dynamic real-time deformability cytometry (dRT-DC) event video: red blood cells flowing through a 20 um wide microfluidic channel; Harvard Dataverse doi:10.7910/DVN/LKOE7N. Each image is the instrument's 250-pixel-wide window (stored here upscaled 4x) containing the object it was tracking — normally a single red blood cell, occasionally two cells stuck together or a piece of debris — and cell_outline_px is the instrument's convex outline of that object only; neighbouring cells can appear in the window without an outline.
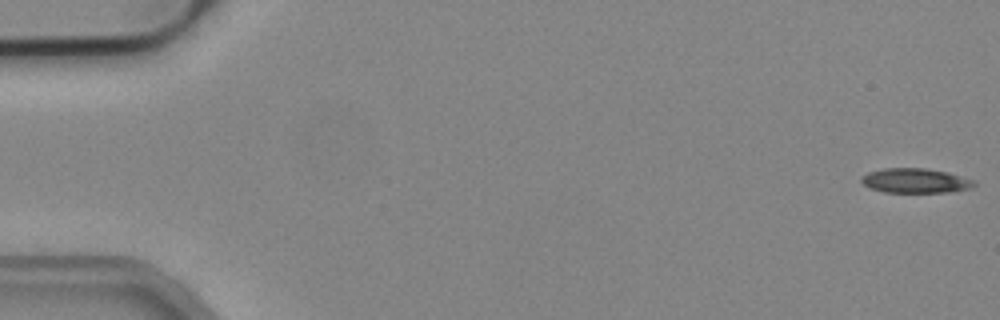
{"species": "common noctule bat (a hibernating species)", "species_latin": "Nyctalus noctula", "temperature_condition": "cold", "stored_images_in_passage": 11, "camera_frame_rate_fps": 3000, "um_per_image_px": 0.085, "animal": {"sex": "male", "body_mass_g": 19.2, "forearm_length_mm": 51.8}, "frame": {"image": 1, "passage_image": 1, "time_ms": 0.0, "image_size_px": [1000, 320], "cell_outline_px": [[976, 184], [968, 188], [948, 192], [884, 192], [868, 188], [860, 180], [860, 176], [868, 172], [884, 168], [928, 168], [948, 172], [972, 180]], "centroid_in_image_um": [77.73, 15.35], "position_along_channel_um": 7.3, "area_um2": 16.13}}